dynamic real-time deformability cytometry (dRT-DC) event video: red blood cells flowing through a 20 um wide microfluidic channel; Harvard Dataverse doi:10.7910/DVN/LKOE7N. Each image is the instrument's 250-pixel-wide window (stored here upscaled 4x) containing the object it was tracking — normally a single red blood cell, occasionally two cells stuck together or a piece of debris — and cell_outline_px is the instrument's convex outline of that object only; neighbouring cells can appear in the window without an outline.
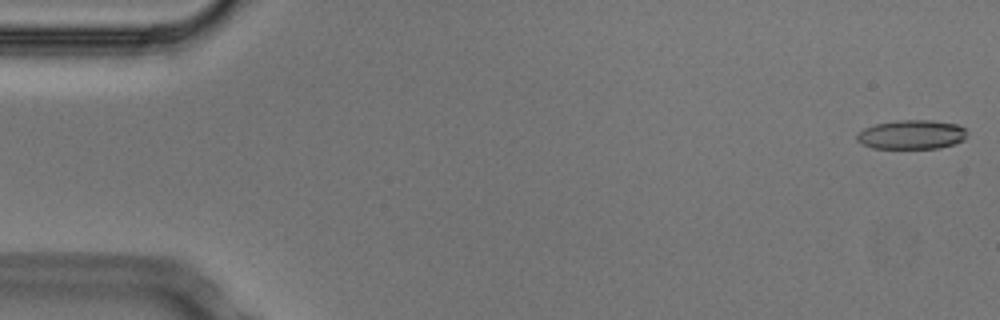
{"species": "Egyptian fruit bat (a non-hibernating species)", "species_latin": "Rousettus aegyptiacus", "temperature_condition": "cold", "stored_images_in_passage": 16, "camera_frame_rate_fps": 3000, "um_per_image_px": 0.085, "animal": {"sex": "male"}, "frame": {"image": 1, "passage_image": 1, "time_ms": 0.0, "image_size_px": [1000, 320], "cell_outline_px": [[968, 132], [964, 140], [940, 148], [872, 148], [856, 140], [856, 136], [864, 128], [876, 124], [900, 120], [932, 120], [956, 124], [964, 128]], "centroid_in_image_um": [77.51, 11.44], "position_along_channel_um": 7.5, "area_um2": 18.61}}